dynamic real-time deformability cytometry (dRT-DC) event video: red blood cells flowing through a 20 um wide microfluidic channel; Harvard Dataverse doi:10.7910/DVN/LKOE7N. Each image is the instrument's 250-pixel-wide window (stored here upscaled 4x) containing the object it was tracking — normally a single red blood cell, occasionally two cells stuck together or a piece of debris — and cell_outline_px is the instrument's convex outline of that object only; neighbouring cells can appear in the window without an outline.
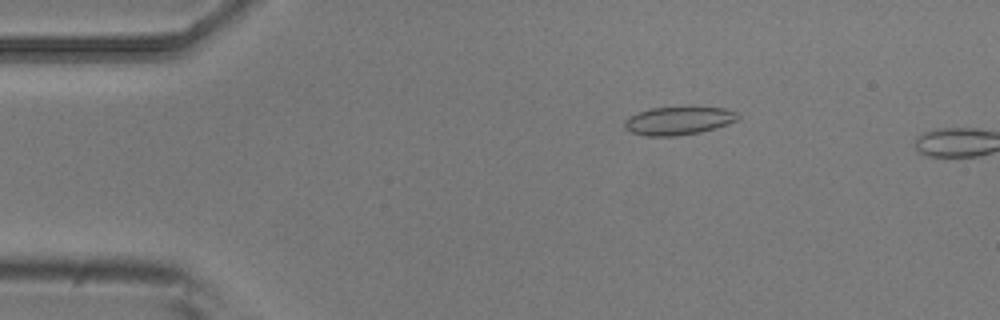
{"species": "common noctule bat (a hibernating species)", "species_latin": "Nyctalus noctula", "temperature_condition": "room temperature", "stored_images_in_passage": 4, "camera_frame_rate_fps": 3000, "um_per_image_px": 0.085, "animal": {"sex": "male", "body_mass_g": 20.5, "forearm_length_mm": 52.5}, "frame": {"image": 1, "passage_image": 3, "time_ms": 0.667, "image_size_px": [1000, 320], "cell_outline_px": [[740, 116], [736, 120], [728, 124], [716, 128], [700, 132], [676, 136], [648, 136], [632, 132], [624, 128], [624, 120], [628, 116], [636, 112], [652, 108], [680, 104], [724, 108], [736, 112]], "centroid_in_image_um": [57.67, 10.21], "position_along_channel_um": 27.3, "area_um2": 19.48}}